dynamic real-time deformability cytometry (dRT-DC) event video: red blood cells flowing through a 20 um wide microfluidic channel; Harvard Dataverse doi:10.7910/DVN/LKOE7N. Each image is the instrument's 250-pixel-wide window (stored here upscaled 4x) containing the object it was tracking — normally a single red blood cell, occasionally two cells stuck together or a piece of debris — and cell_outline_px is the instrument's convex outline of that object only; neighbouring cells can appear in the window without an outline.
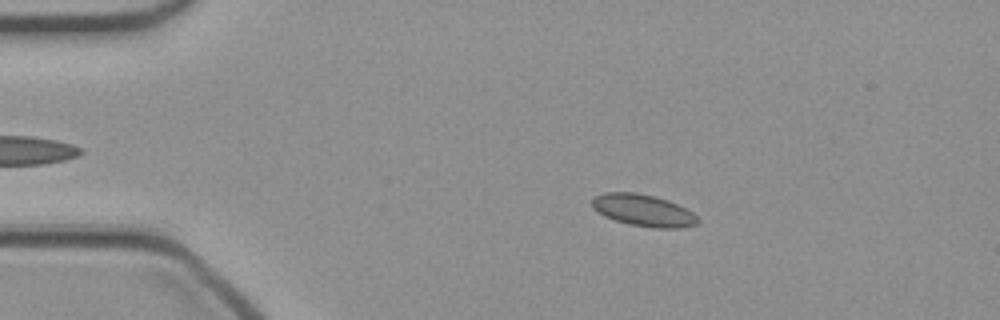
{"species": "common noctule bat (a hibernating species)", "species_latin": "Nyctalus noctula", "temperature_condition": "cold", "stored_images_in_passage": 48, "camera_frame_rate_fps": 3000, "um_per_image_px": 0.085, "animal": {"sex": "female", "body_mass_g": 21.9}, "frame": {"image": 1, "passage_image": 9, "time_ms": 2.667, "image_size_px": [1000, 320], "cell_outline_px": [[700, 220], [696, 224], [680, 228], [652, 228], [628, 224], [604, 216], [592, 208], [592, 196], [604, 192], [636, 192], [656, 196], [668, 200], [692, 212]], "centroid_in_image_um": [54.65, 17.87], "position_along_channel_um": 30.4, "area_um2": 19.77}}
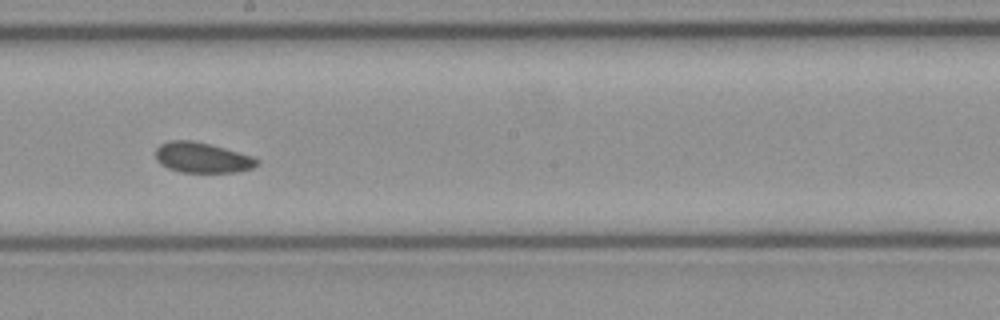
{"frame": {"image": 2, "passage_image": 27, "time_ms": 8.667, "image_size_px": [1000, 320], "cell_outline_px": [[260, 164], [252, 168], [236, 172], [180, 172], [168, 168], [160, 164], [156, 160], [156, 148], [160, 144], [172, 140], [192, 140], [224, 148], [252, 156], [260, 160]], "centroid_in_image_um": [17.18, 13.4], "position_along_channel_um": 231.0, "area_um2": 17.92}}
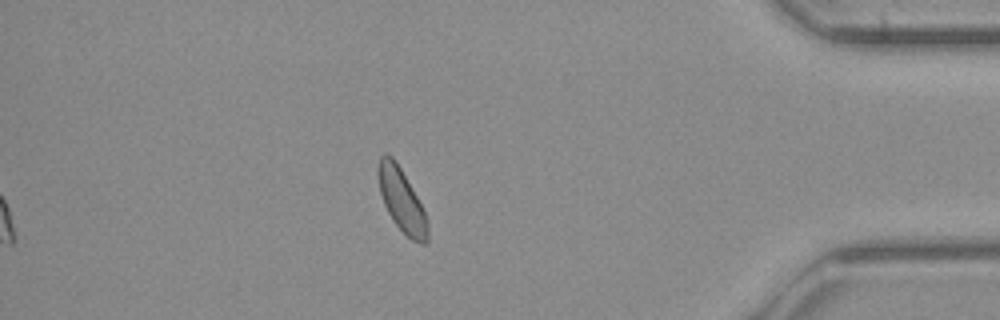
{"frame": {"image": 3, "passage_image": 42, "time_ms": 13.667, "image_size_px": [1000, 320], "cell_outline_px": [[428, 244], [420, 244], [412, 240], [392, 220], [384, 204], [380, 192], [376, 172], [376, 168], [380, 156], [384, 152], [388, 152], [396, 160], [416, 196], [428, 220]], "centroid_in_image_um": [34.11, 16.98], "position_along_channel_um": 401.1, "area_um2": 18.26}}